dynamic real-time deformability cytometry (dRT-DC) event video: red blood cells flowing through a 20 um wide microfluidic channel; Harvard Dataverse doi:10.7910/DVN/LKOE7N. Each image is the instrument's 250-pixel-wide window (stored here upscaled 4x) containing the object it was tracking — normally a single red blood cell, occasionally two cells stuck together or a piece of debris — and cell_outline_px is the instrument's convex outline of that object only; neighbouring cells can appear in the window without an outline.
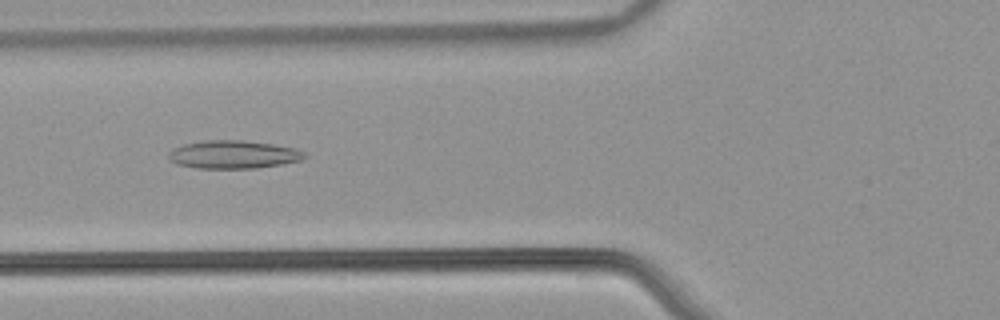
{"species": "common noctule bat (a hibernating species)", "species_latin": "Nyctalus noctula", "temperature_condition": "warm", "stored_images_in_passage": 53, "camera_frame_rate_fps": 3000, "um_per_image_px": 0.085, "animal": {"sex": "male", "body_mass_g": 21.5, "forearm_length_mm": 52.0}, "frame": {"image": 1, "passage_image": 21, "time_ms": 6.667, "image_size_px": [1000, 320], "cell_outline_px": [[308, 156], [300, 160], [284, 164], [256, 168], [196, 168], [176, 164], [168, 156], [168, 152], [172, 148], [184, 144], [204, 140], [244, 140], [272, 144], [296, 148], [304, 152]], "centroid_in_image_um": [19.84, 13.13], "position_along_channel_um": 106.0, "area_um2": 22.37}}
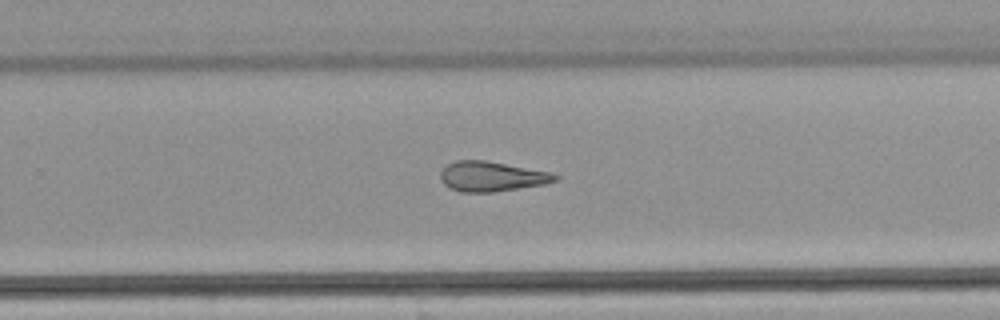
{"frame": {"image": 2, "passage_image": 35, "time_ms": 11.333, "image_size_px": [1000, 320], "cell_outline_px": [[560, 176], [556, 180], [544, 184], [492, 192], [460, 192], [448, 188], [440, 180], [440, 172], [448, 164], [456, 160], [484, 160], [552, 172]], "centroid_in_image_um": [41.77, 15.0], "position_along_channel_um": 288.0, "area_um2": 20.0}}
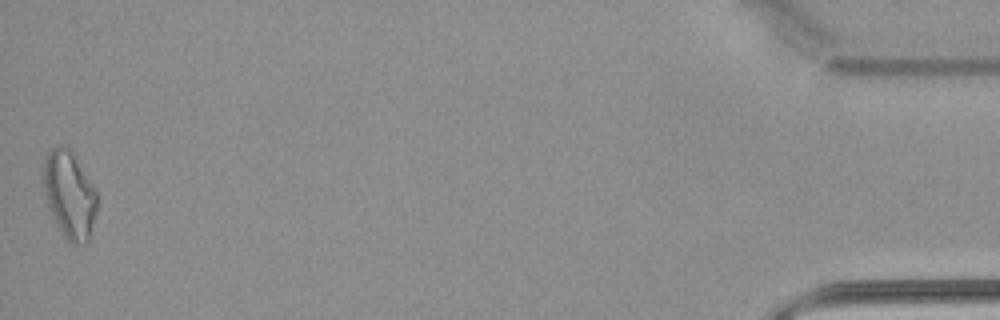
{"frame": {"image": 3, "passage_image": 53, "time_ms": 17.333, "image_size_px": [1000, 320], "cell_outline_px": [[96, 212], [88, 240], [84, 244], [72, 244], [64, 236], [56, 224], [48, 208], [40, 176], [44, 160], [48, 152], [56, 144], [60, 144], [68, 148], [96, 192]], "centroid_in_image_um": [5.83, 16.55], "position_along_channel_um": 429.4, "area_um2": 27.05}, "authors_computed_cell_mechanics": {"area_um2": 22.3686, "velocity_mm_per_s": 3.9129, "shape_relaxation_time_tau1_ms": null, "shape_relaxation_time_tau2_ms": 3.8779, "deformation_change_tau1": null, "deformation_change_tau2": 0.1465}}